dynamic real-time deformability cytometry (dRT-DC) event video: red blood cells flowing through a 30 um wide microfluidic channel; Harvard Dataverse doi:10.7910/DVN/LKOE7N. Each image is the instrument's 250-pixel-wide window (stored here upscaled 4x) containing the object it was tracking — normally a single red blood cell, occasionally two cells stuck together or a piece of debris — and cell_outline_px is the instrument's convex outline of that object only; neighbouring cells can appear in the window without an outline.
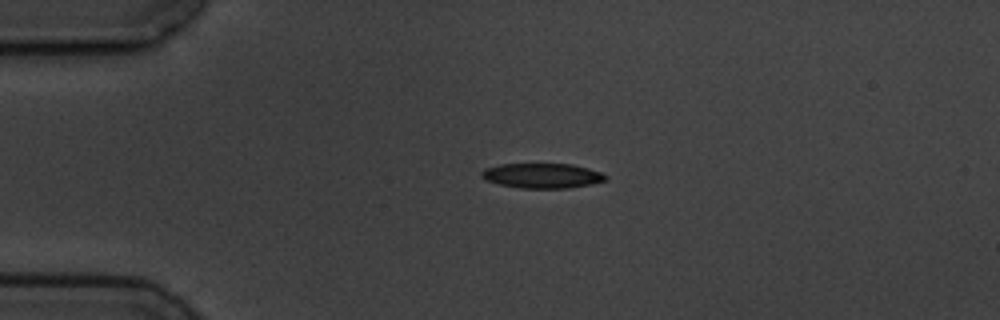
{"species": "common noctule bat (a hibernating species)", "species_latin": "Nyctalus noctula", "temperature_condition": "cold", "stored_images_in_passage": 2, "camera_frame_rate_fps": 3000, "um_per_image_px": 0.085, "animal": {"sex": "male", "body_mass_g": 19.5, "forearm_length_mm": 54.6}, "frame": {"image": 1, "passage_image": 1, "time_ms": 0.0, "image_size_px": [1000, 320], "cell_outline_px": [[608, 176], [604, 180], [592, 184], [568, 188], [520, 188], [500, 184], [484, 180], [480, 176], [480, 172], [484, 168], [500, 164], [572, 164], [588, 168], [600, 172]], "centroid_in_image_um": [46.04, 14.93], "position_along_channel_um": 39.0, "area_um2": 18.03}}